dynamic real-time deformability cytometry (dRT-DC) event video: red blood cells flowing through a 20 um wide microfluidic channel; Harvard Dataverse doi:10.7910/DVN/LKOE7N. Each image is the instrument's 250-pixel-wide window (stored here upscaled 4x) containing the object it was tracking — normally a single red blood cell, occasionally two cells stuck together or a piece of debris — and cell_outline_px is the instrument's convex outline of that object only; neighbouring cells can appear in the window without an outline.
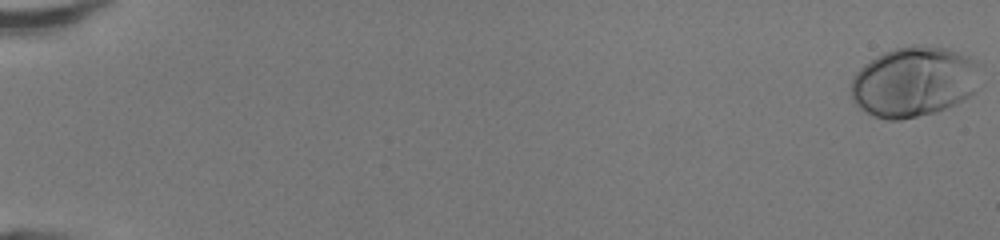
{"species": "human", "species_latin": "Homo sapiens", "temperature_condition": "room temperature", "stored_images_in_passage": 50, "camera_frame_rate_fps": 3000, "um_per_image_px": 0.085, "donor": {"sex": "female"}, "frame": {"image": 1, "passage_image": 1, "time_ms": 0.0, "image_size_px": [1000, 240], "cell_outline_px": [[976, 88], [964, 100], [936, 112], [900, 120], [888, 120], [876, 116], [860, 108], [852, 100], [852, 76], [864, 64], [876, 56], [884, 52], [896, 48], [912, 44], [920, 44], [948, 48], [968, 56], [976, 60]], "centroid_in_image_um": [77.65, 6.93], "position_along_channel_um": 7.4, "area_um2": 52.6}}
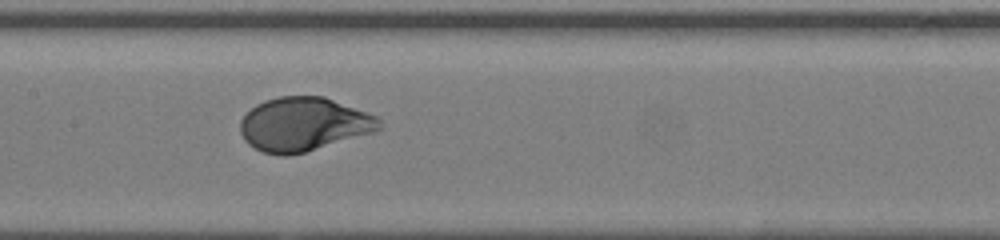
{"frame": {"image": 2, "passage_image": 27, "time_ms": 8.667, "image_size_px": [1000, 240], "cell_outline_px": [[384, 124], [380, 128], [372, 132], [304, 152], [288, 156], [280, 156], [264, 152], [248, 144], [244, 140], [240, 132], [240, 120], [256, 104], [264, 100], [280, 96], [324, 96], [376, 116]], "centroid_in_image_um": [25.77, 10.56], "position_along_channel_um": 181.6, "area_um2": 43.23}}
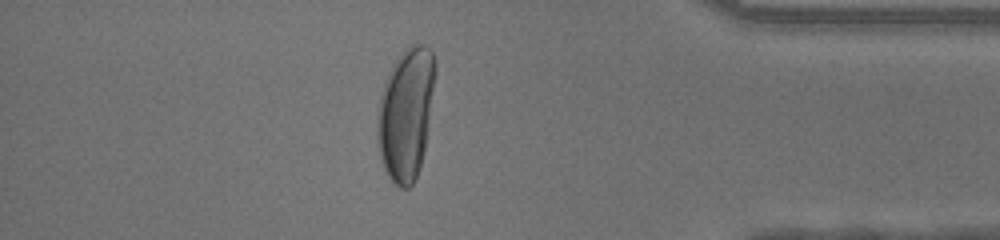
{"frame": {"image": 3, "passage_image": 44, "time_ms": 14.333, "image_size_px": [1000, 240], "cell_outline_px": [[436, 72], [424, 152], [416, 176], [412, 184], [408, 188], [400, 188], [388, 176], [380, 160], [376, 144], [376, 112], [380, 96], [388, 72], [392, 64], [400, 52], [412, 44], [424, 44], [432, 52], [436, 64]], "centroid_in_image_um": [34.47, 9.65], "position_along_channel_um": 400.7, "area_um2": 44.91}, "authors_computed_cell_mechanics": {"area_um2": 44.8817, "velocity_mm_per_s": 4.2962, "shape_relaxation_time_tau1_ms": 2.8022, "shape_relaxation_time_tau2_ms": null, "deformation_change_tau1": 0.197, "deformation_change_tau2": null}}